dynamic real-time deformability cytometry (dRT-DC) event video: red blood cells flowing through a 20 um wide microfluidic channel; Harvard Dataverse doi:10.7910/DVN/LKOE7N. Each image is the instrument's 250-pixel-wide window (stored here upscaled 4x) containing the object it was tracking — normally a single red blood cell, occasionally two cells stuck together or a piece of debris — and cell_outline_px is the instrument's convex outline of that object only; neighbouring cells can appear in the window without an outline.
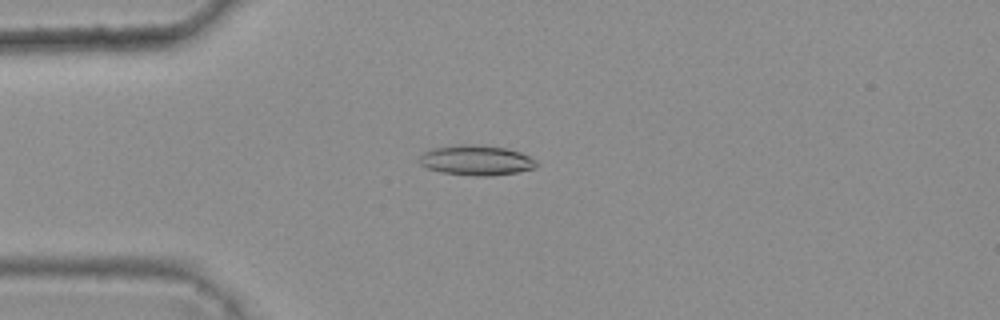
{"species": "common noctule bat (a hibernating species)", "species_latin": "Nyctalus noctula", "temperature_condition": "warm", "stored_images_in_passage": 38, "camera_frame_rate_fps": 3000, "um_per_image_px": 0.085, "animal": {"sex": "female", "body_mass_g": 25.1}, "frame": {"image": 1, "passage_image": 5, "time_ms": 1.333, "image_size_px": [1000, 320], "cell_outline_px": [[540, 164], [536, 168], [516, 172], [492, 176], [476, 176], [440, 172], [428, 168], [420, 164], [420, 156], [424, 152], [432, 148], [456, 144], [476, 144], [508, 148], [520, 152], [536, 160]], "centroid_in_image_um": [40.51, 13.61], "position_along_channel_um": 44.5, "area_um2": 20.75}}
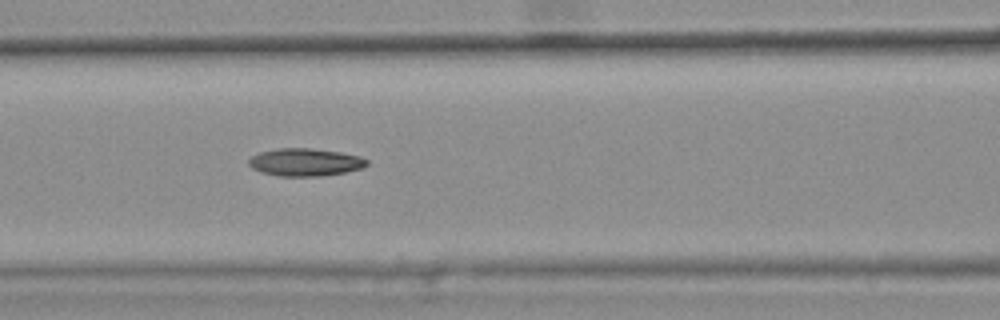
{"frame": {"image": 2, "passage_image": 14, "time_ms": 4.333, "image_size_px": [1000, 320], "cell_outline_px": [[368, 164], [360, 168], [344, 172], [320, 176], [280, 176], [260, 172], [252, 168], [248, 164], [248, 160], [252, 156], [260, 152], [276, 148], [312, 148], [340, 152], [360, 156], [368, 160]], "centroid_in_image_um": [25.91, 13.78], "position_along_channel_um": 140.7, "area_um2": 19.02}}
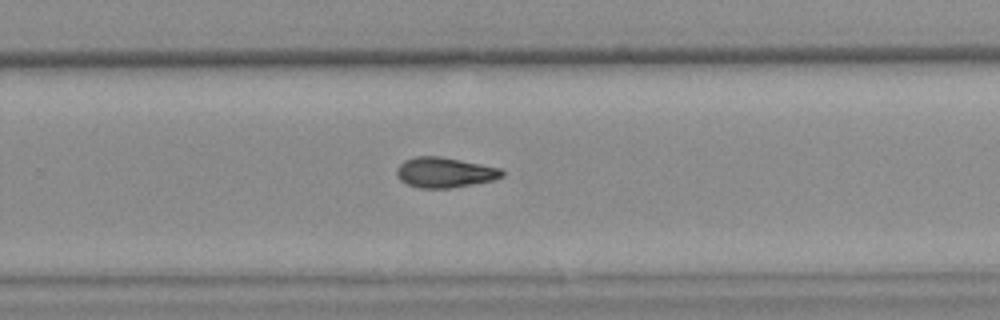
{"frame": {"image": 3, "passage_image": 26, "time_ms": 8.333, "image_size_px": [1000, 320], "cell_outline_px": [[504, 176], [492, 180], [452, 188], [420, 188], [408, 184], [400, 180], [396, 176], [396, 168], [404, 160], [416, 156], [440, 156], [500, 168], [504, 172]], "centroid_in_image_um": [37.76, 14.66], "position_along_channel_um": 292.0, "area_um2": 18.5}, "authors_computed_cell_mechanics": {"area_um2": 18.4671, "velocity_mm_per_s": 3.7925, "shape_relaxation_time_tau1_ms": null, "shape_relaxation_time_tau2_ms": 5.8439, "deformation_change_tau1": null, "deformation_change_tau2": 0.1387}}